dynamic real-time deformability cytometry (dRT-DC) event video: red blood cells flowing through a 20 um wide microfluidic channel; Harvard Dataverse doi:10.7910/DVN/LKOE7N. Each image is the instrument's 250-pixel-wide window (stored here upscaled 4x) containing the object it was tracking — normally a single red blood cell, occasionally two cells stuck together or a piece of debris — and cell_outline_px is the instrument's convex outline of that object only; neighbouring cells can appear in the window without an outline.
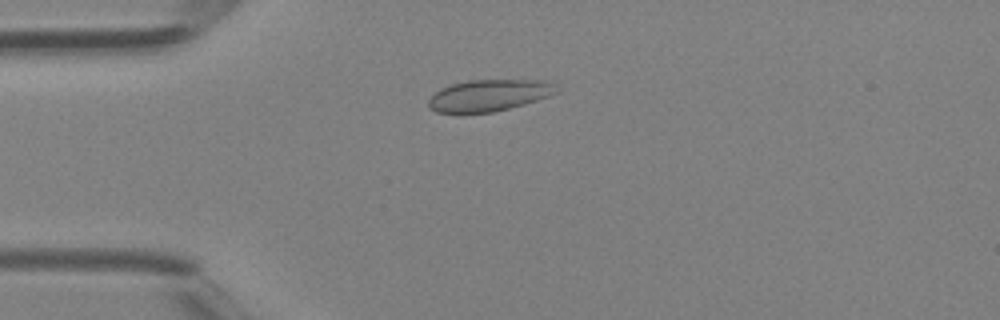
{"species": "Egyptian fruit bat (a non-hibernating species)", "species_latin": "Rousettus aegyptiacus", "temperature_condition": "room temperature", "stored_images_in_passage": 39, "camera_frame_rate_fps": 3000, "um_per_image_px": 0.085, "animal": {"sex": "female"}, "frame": {"image": 1, "passage_image": 7, "time_ms": 2.0, "image_size_px": [1000, 320], "cell_outline_px": [[560, 92], [524, 104], [492, 112], [436, 112], [428, 108], [428, 100], [440, 88], [452, 84], [468, 80], [552, 80], [556, 84]], "centroid_in_image_um": [41.61, 8.08], "position_along_channel_um": 43.4, "area_um2": 23.58}}
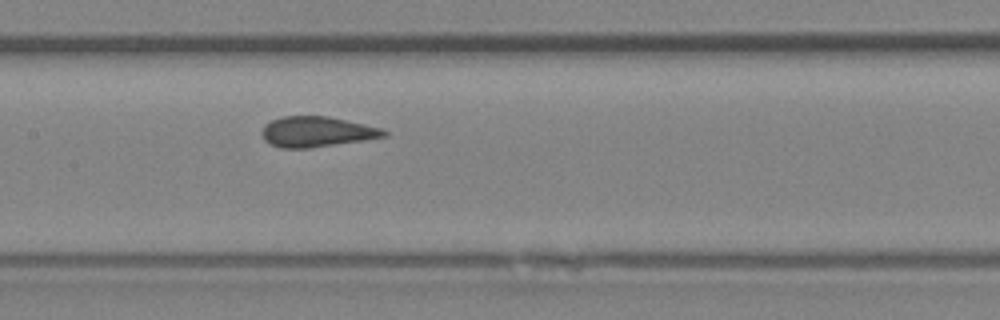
{"frame": {"image": 2, "passage_image": 17, "time_ms": 5.333, "image_size_px": [1000, 320], "cell_outline_px": [[388, 136], [364, 140], [308, 148], [280, 148], [264, 140], [260, 132], [264, 124], [272, 120], [284, 116], [328, 116], [364, 124], [380, 128], [388, 132]], "centroid_in_image_um": [26.89, 11.2], "position_along_channel_um": 180.5, "area_um2": 21.56}}
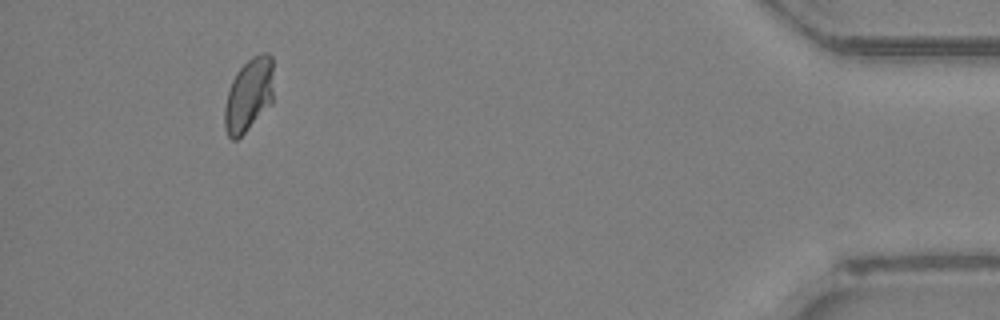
{"frame": {"image": 3, "passage_image": 36, "time_ms": 11.667, "image_size_px": [1000, 320], "cell_outline_px": [[272, 104], [236, 140], [232, 140], [228, 136], [224, 128], [224, 108], [228, 92], [232, 80], [236, 72], [252, 56], [260, 52], [268, 52], [272, 56]], "centroid_in_image_um": [21.14, 8.05], "position_along_channel_um": 414.1, "area_um2": 20.92}}